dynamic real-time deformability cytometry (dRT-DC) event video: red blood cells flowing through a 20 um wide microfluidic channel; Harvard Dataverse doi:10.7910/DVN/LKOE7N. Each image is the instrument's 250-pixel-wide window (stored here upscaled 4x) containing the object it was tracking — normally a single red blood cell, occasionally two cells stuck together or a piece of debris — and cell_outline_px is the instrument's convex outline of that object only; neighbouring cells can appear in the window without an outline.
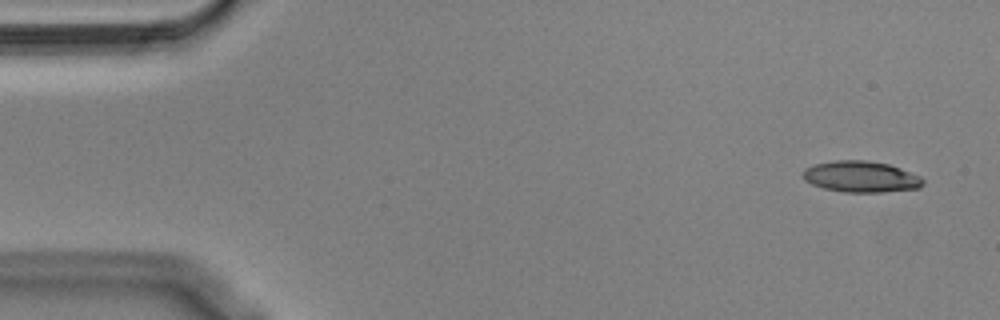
{"species": "Egyptian fruit bat (a non-hibernating species)", "species_latin": "Rousettus aegyptiacus", "temperature_condition": "cold", "stored_images_in_passage": 53, "camera_frame_rate_fps": 3000, "um_per_image_px": 0.085, "animal": {"sex": "male"}, "frame": {"image": 1, "passage_image": 1, "time_ms": 0.0, "image_size_px": [1000, 320], "cell_outline_px": [[924, 184], [920, 188], [884, 192], [844, 192], [824, 188], [812, 184], [804, 180], [804, 168], [816, 164], [836, 160], [864, 160], [888, 164], [900, 168], [920, 176], [924, 180]], "centroid_in_image_um": [73.21, 15.02], "position_along_channel_um": 11.8, "area_um2": 21.73}}
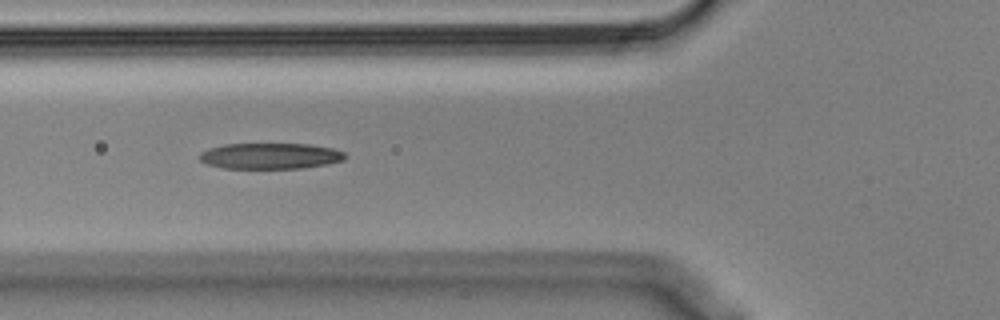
{"frame": {"image": 2, "passage_image": 18, "time_ms": 5.667, "image_size_px": [1000, 320], "cell_outline_px": [[348, 156], [344, 160], [328, 164], [304, 168], [224, 168], [208, 164], [200, 160], [200, 152], [208, 148], [224, 144], [308, 144], [332, 148], [344, 152]], "centroid_in_image_um": [23.0, 13.25], "position_along_channel_um": 102.8, "area_um2": 22.02}}
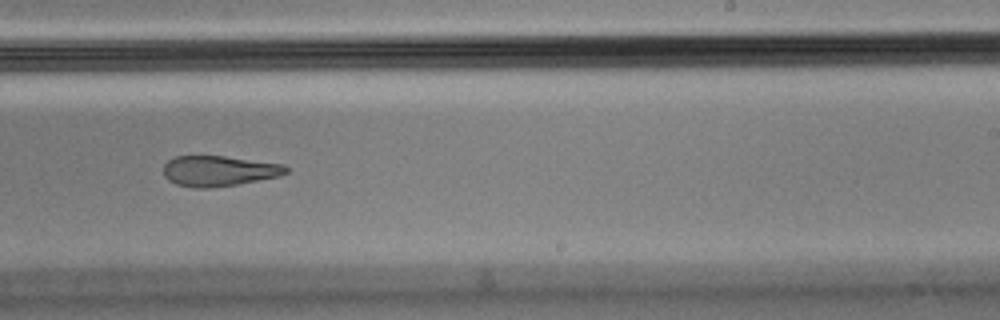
{"frame": {"image": 3, "passage_image": 32, "time_ms": 10.333, "image_size_px": [1000, 320], "cell_outline_px": [[288, 172], [280, 176], [236, 184], [208, 188], [192, 188], [176, 184], [168, 180], [164, 176], [164, 164], [168, 160], [176, 156], [224, 156], [284, 164], [288, 168]], "centroid_in_image_um": [18.59, 14.53], "position_along_channel_um": 270.4, "area_um2": 21.73}, "authors_computed_cell_mechanics": {"area_um2": 22.9466, "velocity_mm_per_s": 3.5842, "shape_relaxation_time_tau1_ms": 9.0777, "shape_relaxation_time_tau2_ms": 3.4484, "deformation_change_tau1": 0.2403, "deformation_change_tau2": 0.1383}}